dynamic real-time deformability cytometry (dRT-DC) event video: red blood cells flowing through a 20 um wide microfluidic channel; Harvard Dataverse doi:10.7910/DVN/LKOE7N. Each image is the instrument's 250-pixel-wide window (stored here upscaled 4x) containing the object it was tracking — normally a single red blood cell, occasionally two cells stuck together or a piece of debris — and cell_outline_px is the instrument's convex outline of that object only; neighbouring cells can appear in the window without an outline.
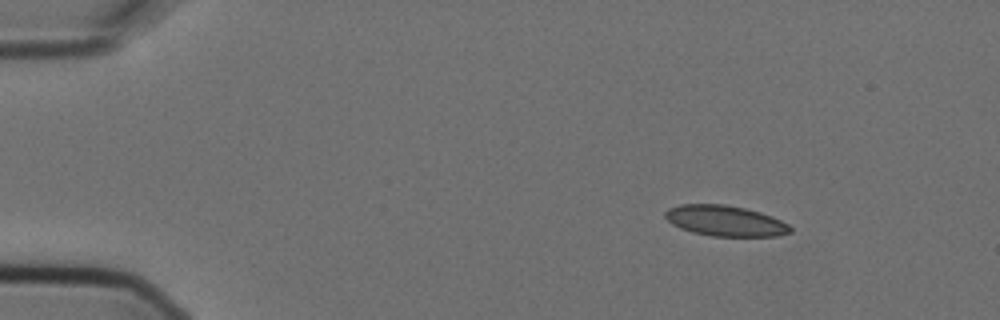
{"species": "Egyptian fruit bat (a non-hibernating species)", "species_latin": "Rousettus aegyptiacus", "temperature_condition": "cold", "stored_images_in_passage": 5, "camera_frame_rate_fps": 3000, "um_per_image_px": 0.085, "animal": {"sex": "female"}, "frame": {"image": 1, "passage_image": 2, "time_ms": 0.333, "image_size_px": [1000, 320], "cell_outline_px": [[792, 232], [780, 236], [712, 236], [692, 232], [680, 228], [672, 224], [664, 216], [664, 212], [668, 208], [680, 204], [724, 204], [744, 208], [760, 212], [772, 216], [788, 224], [792, 228]], "centroid_in_image_um": [61.64, 18.77], "position_along_channel_um": 23.4, "area_um2": 22.43}}